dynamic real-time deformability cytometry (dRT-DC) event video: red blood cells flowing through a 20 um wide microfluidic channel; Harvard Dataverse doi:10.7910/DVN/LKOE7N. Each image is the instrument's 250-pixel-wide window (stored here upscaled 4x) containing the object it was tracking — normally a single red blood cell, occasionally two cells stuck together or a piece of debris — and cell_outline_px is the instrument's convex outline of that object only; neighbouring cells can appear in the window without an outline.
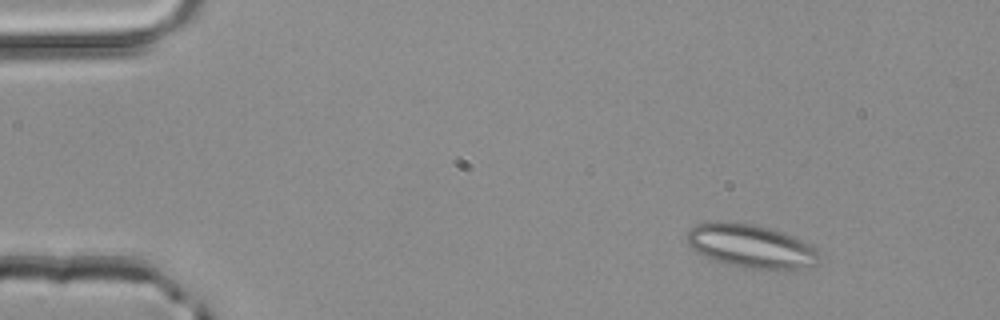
{"species": "common noctule bat (a hibernating species)", "species_latin": "Nyctalus noctula", "temperature_condition": "room temperature", "stored_images_in_passage": 4, "camera_frame_rate_fps": 3000, "um_per_image_px": 0.085, "animal": {"sex": "male", "body_mass_g": 20.4}, "frame": {"image": 1, "passage_image": 1, "time_ms": 0.0, "image_size_px": [1000, 320], "cell_outline_px": [[816, 264], [784, 272], [776, 272], [752, 268], [732, 264], [716, 260], [704, 256], [696, 252], [688, 244], [684, 236], [696, 224], [752, 224], [784, 232], [796, 236], [812, 244], [816, 248]], "centroid_in_image_um": [63.9, 20.97], "position_along_channel_um": 21.1, "area_um2": 33.12}}